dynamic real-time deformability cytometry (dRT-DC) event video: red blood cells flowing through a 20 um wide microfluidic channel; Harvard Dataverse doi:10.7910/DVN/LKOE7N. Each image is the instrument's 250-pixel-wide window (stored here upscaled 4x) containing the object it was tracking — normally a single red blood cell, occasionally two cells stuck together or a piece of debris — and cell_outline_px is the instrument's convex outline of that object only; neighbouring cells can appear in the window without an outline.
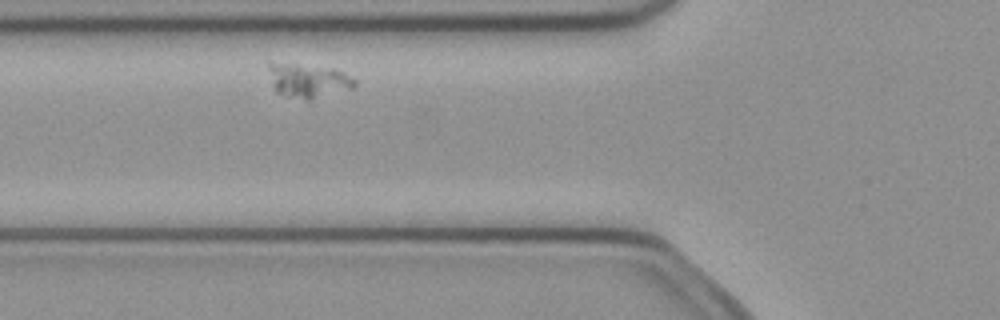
{"species": "common noctule bat (a hibernating species)", "species_latin": "Nyctalus noctula", "temperature_condition": "cold", "stored_images_in_passage": 2, "camera_frame_rate_fps": 3000, "um_per_image_px": 0.085, "animal": {"sex": "female", "body_mass_g": 21.9}, "frame": {"image": 1, "passage_image": 2, "time_ms": 0.333, "image_size_px": [1000, 320], "cell_outline_px": [[356, 84], [352, 88], [312, 100], [304, 100], [284, 96], [276, 92], [268, 68], [268, 64], [296, 64], [336, 68], [344, 72], [356, 80]], "centroid_in_image_um": [26.25, 6.87], "position_along_channel_um": 99.6, "area_um2": 16.99}}